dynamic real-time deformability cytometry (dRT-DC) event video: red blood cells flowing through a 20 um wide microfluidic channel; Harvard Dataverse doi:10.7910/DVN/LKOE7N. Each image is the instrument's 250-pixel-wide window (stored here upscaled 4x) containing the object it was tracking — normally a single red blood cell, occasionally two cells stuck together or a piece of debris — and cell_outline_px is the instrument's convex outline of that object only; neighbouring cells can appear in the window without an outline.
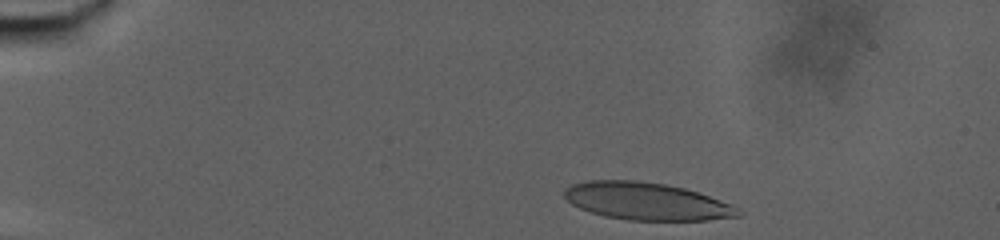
{"species": "human", "species_latin": "Homo sapiens", "temperature_condition": "warm", "stored_images_in_passage": 56, "camera_frame_rate_fps": 3000, "um_per_image_px": 0.085, "donor": {"sex": "male"}, "frame": {"image": 1, "passage_image": 3, "time_ms": 0.667, "image_size_px": [1000, 240], "cell_outline_px": [[744, 212], [740, 216], [708, 220], [628, 220], [604, 216], [580, 208], [572, 204], [564, 196], [564, 192], [572, 184], [588, 180], [636, 180], [664, 184], [684, 188], [708, 196], [740, 208]], "centroid_in_image_um": [54.97, 17.11], "position_along_channel_um": 30.0, "area_um2": 37.69}}
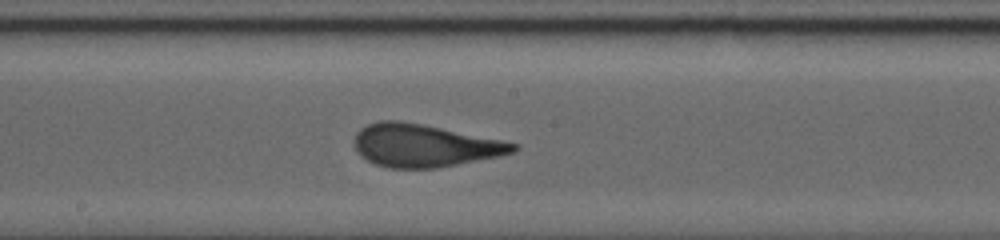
{"frame": {"image": 2, "passage_image": 33, "time_ms": 10.667, "image_size_px": [1000, 240], "cell_outline_px": [[520, 148], [516, 152], [500, 156], [436, 168], [388, 168], [376, 164], [360, 156], [356, 152], [352, 144], [356, 132], [360, 128], [368, 124], [380, 120], [400, 120], [520, 144]], "centroid_in_image_um": [36.02, 12.38], "position_along_channel_um": 212.2, "area_um2": 39.54}}
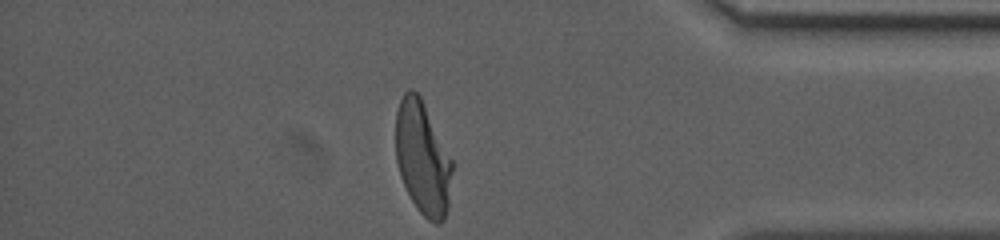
{"frame": {"image": 3, "passage_image": 56, "time_ms": 18.333, "image_size_px": [1000, 240], "cell_outline_px": [[452, 172], [448, 208], [444, 220], [440, 224], [436, 224], [428, 220], [416, 208], [400, 176], [396, 160], [396, 112], [400, 100], [404, 92], [408, 88], [412, 88], [420, 96], [452, 160]], "centroid_in_image_um": [35.92, 13.45], "position_along_channel_um": 399.3, "area_um2": 37.11}, "authors_computed_cell_mechanics": {"area_um2": 39.015, "velocity_mm_per_s": 2.7402, "shape_relaxation_time_tau1_ms": 8.2422, "shape_relaxation_time_tau2_ms": 1.1508, "deformation_change_tau1": 0.2589, "deformation_change_tau2": 0.0947}}